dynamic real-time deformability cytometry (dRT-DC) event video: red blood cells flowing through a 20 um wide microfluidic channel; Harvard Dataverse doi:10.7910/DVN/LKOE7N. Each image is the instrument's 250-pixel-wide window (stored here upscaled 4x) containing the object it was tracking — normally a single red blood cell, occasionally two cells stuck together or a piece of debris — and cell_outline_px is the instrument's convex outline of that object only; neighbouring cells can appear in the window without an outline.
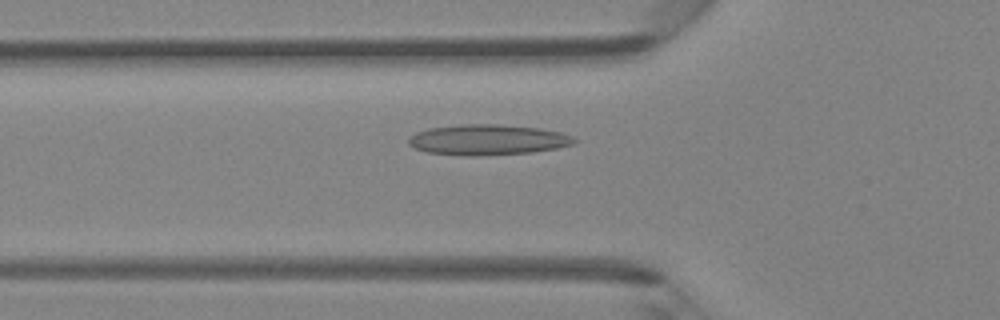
{"species": "Egyptian fruit bat (a non-hibernating species)", "species_latin": "Rousettus aegyptiacus", "temperature_condition": "room temperature", "stored_images_in_passage": 34, "camera_frame_rate_fps": 3000, "um_per_image_px": 0.085, "animal": {"sex": "female"}, "frame": {"image": 1, "passage_image": 3, "time_ms": 0.667, "image_size_px": [1000, 320], "cell_outline_px": [[580, 140], [572, 144], [556, 148], [532, 152], [476, 156], [468, 156], [428, 152], [416, 148], [408, 144], [408, 136], [416, 132], [428, 128], [460, 124], [500, 124], [540, 128], [560, 132], [572, 136]], "centroid_in_image_um": [41.45, 11.87], "position_along_channel_um": 84.4, "area_um2": 29.59}}
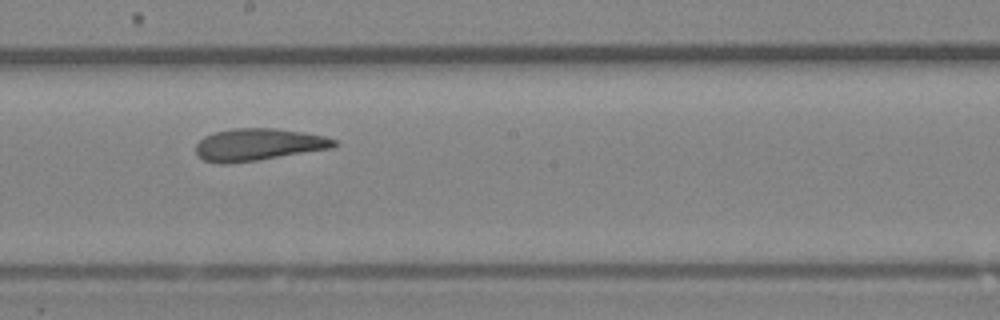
{"frame": {"image": 2, "passage_image": 13, "time_ms": 4.0, "image_size_px": [1000, 320], "cell_outline_px": [[336, 144], [332, 148], [256, 160], [228, 164], [220, 164], [204, 160], [196, 152], [196, 144], [204, 136], [216, 132], [232, 128], [276, 128], [324, 136], [336, 140]], "centroid_in_image_um": [21.92, 12.29], "position_along_channel_um": 226.3, "area_um2": 25.61}}
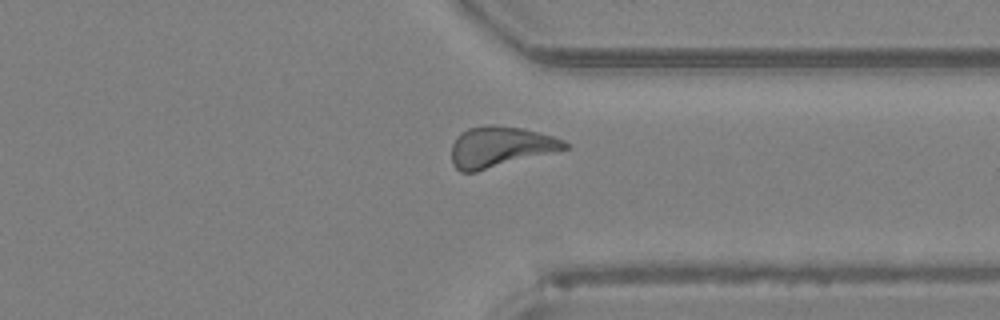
{"frame": {"image": 3, "passage_image": 23, "time_ms": 7.333, "image_size_px": [1000, 320], "cell_outline_px": [[568, 148], [476, 172], [460, 172], [452, 164], [452, 144], [456, 136], [460, 132], [468, 128], [488, 124], [492, 124], [524, 128], [552, 136], [564, 140], [568, 144]], "centroid_in_image_um": [42.47, 12.47], "position_along_channel_um": 368.9, "area_um2": 26.82}, "authors_computed_cell_mechanics": {"area_um2": 26.0389, "velocity_mm_per_s": 4.2743, "shape_relaxation_time_tau1_ms": 8.7056, "shape_relaxation_time_tau2_ms": 2.3739, "deformation_change_tau1": 0.2004, "deformation_change_tau2": 0.109}}